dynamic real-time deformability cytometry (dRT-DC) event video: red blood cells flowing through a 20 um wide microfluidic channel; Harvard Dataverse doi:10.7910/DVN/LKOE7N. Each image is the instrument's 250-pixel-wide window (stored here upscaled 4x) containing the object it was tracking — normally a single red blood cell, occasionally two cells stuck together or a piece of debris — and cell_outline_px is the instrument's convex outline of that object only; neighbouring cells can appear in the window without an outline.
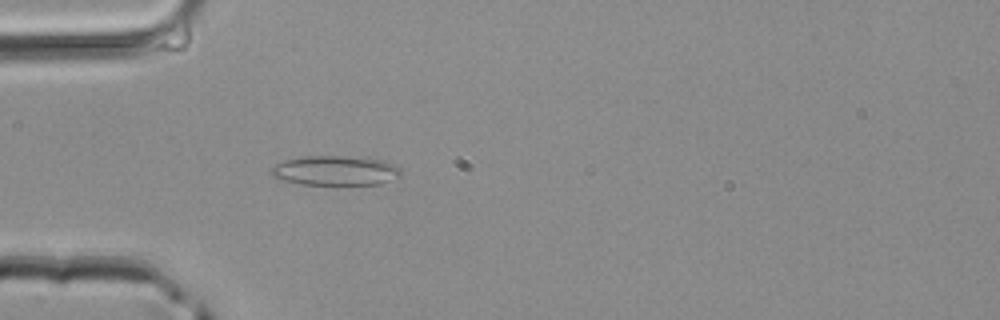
{"species": "common noctule bat (a hibernating species)", "species_latin": "Nyctalus noctula", "temperature_condition": "room temperature", "stored_images_in_passage": 3, "camera_frame_rate_fps": 3000, "um_per_image_px": 0.085, "animal": {"sex": "male", "body_mass_g": 20.4}, "frame": {"image": 1, "passage_image": 3, "time_ms": 0.667, "image_size_px": [1000, 320], "cell_outline_px": [[400, 176], [380, 184], [300, 184], [284, 180], [272, 176], [268, 172], [268, 168], [284, 160], [304, 156], [364, 156], [384, 160], [400, 168]], "centroid_in_image_um": [28.48, 14.48], "position_along_channel_um": 56.5, "area_um2": 22.66}}